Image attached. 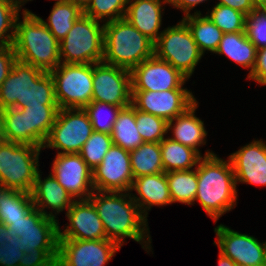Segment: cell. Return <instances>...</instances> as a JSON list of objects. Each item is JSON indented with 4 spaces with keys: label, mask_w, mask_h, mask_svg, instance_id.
Wrapping results in <instances>:
<instances>
[{
    "label": "cell",
    "mask_w": 266,
    "mask_h": 266,
    "mask_svg": "<svg viewBox=\"0 0 266 266\" xmlns=\"http://www.w3.org/2000/svg\"><path fill=\"white\" fill-rule=\"evenodd\" d=\"M100 217L106 239L122 247L131 238L147 253L152 251L148 219L142 214L130 192L96 191L89 198Z\"/></svg>",
    "instance_id": "1"
},
{
    "label": "cell",
    "mask_w": 266,
    "mask_h": 266,
    "mask_svg": "<svg viewBox=\"0 0 266 266\" xmlns=\"http://www.w3.org/2000/svg\"><path fill=\"white\" fill-rule=\"evenodd\" d=\"M198 188L194 200L217 223L237 205V184L231 161L206 150L197 164Z\"/></svg>",
    "instance_id": "2"
},
{
    "label": "cell",
    "mask_w": 266,
    "mask_h": 266,
    "mask_svg": "<svg viewBox=\"0 0 266 266\" xmlns=\"http://www.w3.org/2000/svg\"><path fill=\"white\" fill-rule=\"evenodd\" d=\"M13 48L17 60L46 72L61 63L59 41L32 11L17 18Z\"/></svg>",
    "instance_id": "3"
},
{
    "label": "cell",
    "mask_w": 266,
    "mask_h": 266,
    "mask_svg": "<svg viewBox=\"0 0 266 266\" xmlns=\"http://www.w3.org/2000/svg\"><path fill=\"white\" fill-rule=\"evenodd\" d=\"M59 112L58 105L11 107L0 111L4 141L43 147Z\"/></svg>",
    "instance_id": "4"
},
{
    "label": "cell",
    "mask_w": 266,
    "mask_h": 266,
    "mask_svg": "<svg viewBox=\"0 0 266 266\" xmlns=\"http://www.w3.org/2000/svg\"><path fill=\"white\" fill-rule=\"evenodd\" d=\"M154 55V42L137 30L127 19L104 23L102 62L132 70Z\"/></svg>",
    "instance_id": "5"
},
{
    "label": "cell",
    "mask_w": 266,
    "mask_h": 266,
    "mask_svg": "<svg viewBox=\"0 0 266 266\" xmlns=\"http://www.w3.org/2000/svg\"><path fill=\"white\" fill-rule=\"evenodd\" d=\"M82 14L59 42L60 61L67 64L100 63L104 55V24Z\"/></svg>",
    "instance_id": "6"
},
{
    "label": "cell",
    "mask_w": 266,
    "mask_h": 266,
    "mask_svg": "<svg viewBox=\"0 0 266 266\" xmlns=\"http://www.w3.org/2000/svg\"><path fill=\"white\" fill-rule=\"evenodd\" d=\"M42 148L28 144L0 143V186L31 193L39 171Z\"/></svg>",
    "instance_id": "7"
},
{
    "label": "cell",
    "mask_w": 266,
    "mask_h": 266,
    "mask_svg": "<svg viewBox=\"0 0 266 266\" xmlns=\"http://www.w3.org/2000/svg\"><path fill=\"white\" fill-rule=\"evenodd\" d=\"M154 54L188 79L191 78L199 61L204 56L195 42L191 30L181 19L176 25L163 30L154 43Z\"/></svg>",
    "instance_id": "8"
},
{
    "label": "cell",
    "mask_w": 266,
    "mask_h": 266,
    "mask_svg": "<svg viewBox=\"0 0 266 266\" xmlns=\"http://www.w3.org/2000/svg\"><path fill=\"white\" fill-rule=\"evenodd\" d=\"M49 73L59 109L84 108L92 102L93 64L60 63Z\"/></svg>",
    "instance_id": "9"
},
{
    "label": "cell",
    "mask_w": 266,
    "mask_h": 266,
    "mask_svg": "<svg viewBox=\"0 0 266 266\" xmlns=\"http://www.w3.org/2000/svg\"><path fill=\"white\" fill-rule=\"evenodd\" d=\"M92 132V123L84 108L59 109L42 149H56L57 154L79 153Z\"/></svg>",
    "instance_id": "10"
},
{
    "label": "cell",
    "mask_w": 266,
    "mask_h": 266,
    "mask_svg": "<svg viewBox=\"0 0 266 266\" xmlns=\"http://www.w3.org/2000/svg\"><path fill=\"white\" fill-rule=\"evenodd\" d=\"M59 221L34 208L25 218L12 220L7 228L19 236L22 252L36 249H58Z\"/></svg>",
    "instance_id": "11"
},
{
    "label": "cell",
    "mask_w": 266,
    "mask_h": 266,
    "mask_svg": "<svg viewBox=\"0 0 266 266\" xmlns=\"http://www.w3.org/2000/svg\"><path fill=\"white\" fill-rule=\"evenodd\" d=\"M120 248L109 239H59L56 266H105Z\"/></svg>",
    "instance_id": "12"
},
{
    "label": "cell",
    "mask_w": 266,
    "mask_h": 266,
    "mask_svg": "<svg viewBox=\"0 0 266 266\" xmlns=\"http://www.w3.org/2000/svg\"><path fill=\"white\" fill-rule=\"evenodd\" d=\"M92 101L121 107L132 104L131 71L103 62L94 63Z\"/></svg>",
    "instance_id": "13"
},
{
    "label": "cell",
    "mask_w": 266,
    "mask_h": 266,
    "mask_svg": "<svg viewBox=\"0 0 266 266\" xmlns=\"http://www.w3.org/2000/svg\"><path fill=\"white\" fill-rule=\"evenodd\" d=\"M130 153L112 145L102 162L93 170L94 190L102 192H130L133 184Z\"/></svg>",
    "instance_id": "14"
},
{
    "label": "cell",
    "mask_w": 266,
    "mask_h": 266,
    "mask_svg": "<svg viewBox=\"0 0 266 266\" xmlns=\"http://www.w3.org/2000/svg\"><path fill=\"white\" fill-rule=\"evenodd\" d=\"M189 79L155 54L131 70L132 91L186 89Z\"/></svg>",
    "instance_id": "15"
},
{
    "label": "cell",
    "mask_w": 266,
    "mask_h": 266,
    "mask_svg": "<svg viewBox=\"0 0 266 266\" xmlns=\"http://www.w3.org/2000/svg\"><path fill=\"white\" fill-rule=\"evenodd\" d=\"M192 91H132V105L145 113L164 118L167 122L185 112L196 102Z\"/></svg>",
    "instance_id": "16"
},
{
    "label": "cell",
    "mask_w": 266,
    "mask_h": 266,
    "mask_svg": "<svg viewBox=\"0 0 266 266\" xmlns=\"http://www.w3.org/2000/svg\"><path fill=\"white\" fill-rule=\"evenodd\" d=\"M51 174L74 200L89 199L94 192L93 170L79 153L57 154Z\"/></svg>",
    "instance_id": "17"
},
{
    "label": "cell",
    "mask_w": 266,
    "mask_h": 266,
    "mask_svg": "<svg viewBox=\"0 0 266 266\" xmlns=\"http://www.w3.org/2000/svg\"><path fill=\"white\" fill-rule=\"evenodd\" d=\"M219 252L231 258L237 265L263 266L266 254V241L249 234L239 233L220 224L214 228Z\"/></svg>",
    "instance_id": "18"
},
{
    "label": "cell",
    "mask_w": 266,
    "mask_h": 266,
    "mask_svg": "<svg viewBox=\"0 0 266 266\" xmlns=\"http://www.w3.org/2000/svg\"><path fill=\"white\" fill-rule=\"evenodd\" d=\"M65 216L69 225L65 224V229L59 226V239H106L103 223L90 199L74 200Z\"/></svg>",
    "instance_id": "19"
},
{
    "label": "cell",
    "mask_w": 266,
    "mask_h": 266,
    "mask_svg": "<svg viewBox=\"0 0 266 266\" xmlns=\"http://www.w3.org/2000/svg\"><path fill=\"white\" fill-rule=\"evenodd\" d=\"M229 159L236 184L266 186V141L254 139L231 153Z\"/></svg>",
    "instance_id": "20"
},
{
    "label": "cell",
    "mask_w": 266,
    "mask_h": 266,
    "mask_svg": "<svg viewBox=\"0 0 266 266\" xmlns=\"http://www.w3.org/2000/svg\"><path fill=\"white\" fill-rule=\"evenodd\" d=\"M43 72L37 67L16 60L0 87V111L11 107H27L29 83Z\"/></svg>",
    "instance_id": "21"
},
{
    "label": "cell",
    "mask_w": 266,
    "mask_h": 266,
    "mask_svg": "<svg viewBox=\"0 0 266 266\" xmlns=\"http://www.w3.org/2000/svg\"><path fill=\"white\" fill-rule=\"evenodd\" d=\"M41 170L38 171L36 180L31 191L34 207L40 210L45 216L57 220L56 216L72 206L74 198L63 188L56 178L49 173L44 180L41 178ZM51 208V209H50ZM51 210V211H47Z\"/></svg>",
    "instance_id": "22"
},
{
    "label": "cell",
    "mask_w": 266,
    "mask_h": 266,
    "mask_svg": "<svg viewBox=\"0 0 266 266\" xmlns=\"http://www.w3.org/2000/svg\"><path fill=\"white\" fill-rule=\"evenodd\" d=\"M167 0H128L125 19L154 43L162 31V15ZM163 5V6H162Z\"/></svg>",
    "instance_id": "23"
},
{
    "label": "cell",
    "mask_w": 266,
    "mask_h": 266,
    "mask_svg": "<svg viewBox=\"0 0 266 266\" xmlns=\"http://www.w3.org/2000/svg\"><path fill=\"white\" fill-rule=\"evenodd\" d=\"M132 191L137 194L134 195ZM130 192L132 199L146 218L152 206L160 207L172 204L165 172L143 175L133 179Z\"/></svg>",
    "instance_id": "24"
},
{
    "label": "cell",
    "mask_w": 266,
    "mask_h": 266,
    "mask_svg": "<svg viewBox=\"0 0 266 266\" xmlns=\"http://www.w3.org/2000/svg\"><path fill=\"white\" fill-rule=\"evenodd\" d=\"M198 105L196 101L185 112L169 120L167 132L172 133L170 139L193 148L202 156L199 146L206 145L207 131L204 121L195 115Z\"/></svg>",
    "instance_id": "25"
},
{
    "label": "cell",
    "mask_w": 266,
    "mask_h": 266,
    "mask_svg": "<svg viewBox=\"0 0 266 266\" xmlns=\"http://www.w3.org/2000/svg\"><path fill=\"white\" fill-rule=\"evenodd\" d=\"M215 54L225 55L237 65L249 69L250 75L256 63L257 48L247 38L245 31L223 33Z\"/></svg>",
    "instance_id": "26"
},
{
    "label": "cell",
    "mask_w": 266,
    "mask_h": 266,
    "mask_svg": "<svg viewBox=\"0 0 266 266\" xmlns=\"http://www.w3.org/2000/svg\"><path fill=\"white\" fill-rule=\"evenodd\" d=\"M182 20L187 24L200 52L204 55L206 51L215 53L223 32L207 16L196 10L194 13L185 15Z\"/></svg>",
    "instance_id": "27"
},
{
    "label": "cell",
    "mask_w": 266,
    "mask_h": 266,
    "mask_svg": "<svg viewBox=\"0 0 266 266\" xmlns=\"http://www.w3.org/2000/svg\"><path fill=\"white\" fill-rule=\"evenodd\" d=\"M161 157L164 172L192 170L202 157L193 148L183 145L169 138L160 142Z\"/></svg>",
    "instance_id": "28"
},
{
    "label": "cell",
    "mask_w": 266,
    "mask_h": 266,
    "mask_svg": "<svg viewBox=\"0 0 266 266\" xmlns=\"http://www.w3.org/2000/svg\"><path fill=\"white\" fill-rule=\"evenodd\" d=\"M111 139L113 145L128 151L134 150L144 143L137 129L135 107L132 104L119 111L113 125Z\"/></svg>",
    "instance_id": "29"
},
{
    "label": "cell",
    "mask_w": 266,
    "mask_h": 266,
    "mask_svg": "<svg viewBox=\"0 0 266 266\" xmlns=\"http://www.w3.org/2000/svg\"><path fill=\"white\" fill-rule=\"evenodd\" d=\"M31 193L0 186V223L25 218L34 209Z\"/></svg>",
    "instance_id": "30"
},
{
    "label": "cell",
    "mask_w": 266,
    "mask_h": 266,
    "mask_svg": "<svg viewBox=\"0 0 266 266\" xmlns=\"http://www.w3.org/2000/svg\"><path fill=\"white\" fill-rule=\"evenodd\" d=\"M129 153L134 179L164 172L160 143L144 142Z\"/></svg>",
    "instance_id": "31"
},
{
    "label": "cell",
    "mask_w": 266,
    "mask_h": 266,
    "mask_svg": "<svg viewBox=\"0 0 266 266\" xmlns=\"http://www.w3.org/2000/svg\"><path fill=\"white\" fill-rule=\"evenodd\" d=\"M82 14H84V11L79 6L63 0H55L47 21H44L40 16L38 17L60 42Z\"/></svg>",
    "instance_id": "32"
},
{
    "label": "cell",
    "mask_w": 266,
    "mask_h": 266,
    "mask_svg": "<svg viewBox=\"0 0 266 266\" xmlns=\"http://www.w3.org/2000/svg\"><path fill=\"white\" fill-rule=\"evenodd\" d=\"M172 203L193 205L198 188L197 166L192 170L166 172Z\"/></svg>",
    "instance_id": "33"
},
{
    "label": "cell",
    "mask_w": 266,
    "mask_h": 266,
    "mask_svg": "<svg viewBox=\"0 0 266 266\" xmlns=\"http://www.w3.org/2000/svg\"><path fill=\"white\" fill-rule=\"evenodd\" d=\"M121 108L123 107L105 102L92 101L84 107V110L92 123L93 131L111 135L114 122Z\"/></svg>",
    "instance_id": "34"
},
{
    "label": "cell",
    "mask_w": 266,
    "mask_h": 266,
    "mask_svg": "<svg viewBox=\"0 0 266 266\" xmlns=\"http://www.w3.org/2000/svg\"><path fill=\"white\" fill-rule=\"evenodd\" d=\"M211 9L207 11L206 15L223 33L245 31V14L220 4L214 5Z\"/></svg>",
    "instance_id": "35"
},
{
    "label": "cell",
    "mask_w": 266,
    "mask_h": 266,
    "mask_svg": "<svg viewBox=\"0 0 266 266\" xmlns=\"http://www.w3.org/2000/svg\"><path fill=\"white\" fill-rule=\"evenodd\" d=\"M127 4L128 0H92L84 14L104 24L124 18Z\"/></svg>",
    "instance_id": "36"
},
{
    "label": "cell",
    "mask_w": 266,
    "mask_h": 266,
    "mask_svg": "<svg viewBox=\"0 0 266 266\" xmlns=\"http://www.w3.org/2000/svg\"><path fill=\"white\" fill-rule=\"evenodd\" d=\"M135 119L138 132L144 142L160 143L167 137L168 122L164 118L142 112L135 108Z\"/></svg>",
    "instance_id": "37"
},
{
    "label": "cell",
    "mask_w": 266,
    "mask_h": 266,
    "mask_svg": "<svg viewBox=\"0 0 266 266\" xmlns=\"http://www.w3.org/2000/svg\"><path fill=\"white\" fill-rule=\"evenodd\" d=\"M113 145L111 135L93 131L79 152L81 158L94 170Z\"/></svg>",
    "instance_id": "38"
},
{
    "label": "cell",
    "mask_w": 266,
    "mask_h": 266,
    "mask_svg": "<svg viewBox=\"0 0 266 266\" xmlns=\"http://www.w3.org/2000/svg\"><path fill=\"white\" fill-rule=\"evenodd\" d=\"M41 105H58L55 98L53 78L46 71L29 83L27 106Z\"/></svg>",
    "instance_id": "39"
},
{
    "label": "cell",
    "mask_w": 266,
    "mask_h": 266,
    "mask_svg": "<svg viewBox=\"0 0 266 266\" xmlns=\"http://www.w3.org/2000/svg\"><path fill=\"white\" fill-rule=\"evenodd\" d=\"M245 33L257 49L266 47V8H255L246 16Z\"/></svg>",
    "instance_id": "40"
},
{
    "label": "cell",
    "mask_w": 266,
    "mask_h": 266,
    "mask_svg": "<svg viewBox=\"0 0 266 266\" xmlns=\"http://www.w3.org/2000/svg\"><path fill=\"white\" fill-rule=\"evenodd\" d=\"M0 2V46L13 45L16 21L20 13L29 11Z\"/></svg>",
    "instance_id": "41"
},
{
    "label": "cell",
    "mask_w": 266,
    "mask_h": 266,
    "mask_svg": "<svg viewBox=\"0 0 266 266\" xmlns=\"http://www.w3.org/2000/svg\"><path fill=\"white\" fill-rule=\"evenodd\" d=\"M58 249H36L25 252L19 266H56Z\"/></svg>",
    "instance_id": "42"
},
{
    "label": "cell",
    "mask_w": 266,
    "mask_h": 266,
    "mask_svg": "<svg viewBox=\"0 0 266 266\" xmlns=\"http://www.w3.org/2000/svg\"><path fill=\"white\" fill-rule=\"evenodd\" d=\"M19 238L13 234L8 243L0 245V266H19V261L25 253L22 252Z\"/></svg>",
    "instance_id": "43"
},
{
    "label": "cell",
    "mask_w": 266,
    "mask_h": 266,
    "mask_svg": "<svg viewBox=\"0 0 266 266\" xmlns=\"http://www.w3.org/2000/svg\"><path fill=\"white\" fill-rule=\"evenodd\" d=\"M17 57L13 48L10 46H0V87L8 74L12 70L13 64L16 62Z\"/></svg>",
    "instance_id": "44"
},
{
    "label": "cell",
    "mask_w": 266,
    "mask_h": 266,
    "mask_svg": "<svg viewBox=\"0 0 266 266\" xmlns=\"http://www.w3.org/2000/svg\"><path fill=\"white\" fill-rule=\"evenodd\" d=\"M248 79L266 86V47L257 49L256 63Z\"/></svg>",
    "instance_id": "45"
},
{
    "label": "cell",
    "mask_w": 266,
    "mask_h": 266,
    "mask_svg": "<svg viewBox=\"0 0 266 266\" xmlns=\"http://www.w3.org/2000/svg\"><path fill=\"white\" fill-rule=\"evenodd\" d=\"M216 4L224 5L237 10L246 16L255 9L251 0H217Z\"/></svg>",
    "instance_id": "46"
},
{
    "label": "cell",
    "mask_w": 266,
    "mask_h": 266,
    "mask_svg": "<svg viewBox=\"0 0 266 266\" xmlns=\"http://www.w3.org/2000/svg\"><path fill=\"white\" fill-rule=\"evenodd\" d=\"M205 1L207 2V0H169V5L182 10L185 16L191 14V10Z\"/></svg>",
    "instance_id": "47"
},
{
    "label": "cell",
    "mask_w": 266,
    "mask_h": 266,
    "mask_svg": "<svg viewBox=\"0 0 266 266\" xmlns=\"http://www.w3.org/2000/svg\"><path fill=\"white\" fill-rule=\"evenodd\" d=\"M12 235L13 234L7 228V226L4 223H0V245H3L6 242L8 243Z\"/></svg>",
    "instance_id": "48"
},
{
    "label": "cell",
    "mask_w": 266,
    "mask_h": 266,
    "mask_svg": "<svg viewBox=\"0 0 266 266\" xmlns=\"http://www.w3.org/2000/svg\"><path fill=\"white\" fill-rule=\"evenodd\" d=\"M218 266H237V264L229 257L219 252Z\"/></svg>",
    "instance_id": "49"
},
{
    "label": "cell",
    "mask_w": 266,
    "mask_h": 266,
    "mask_svg": "<svg viewBox=\"0 0 266 266\" xmlns=\"http://www.w3.org/2000/svg\"><path fill=\"white\" fill-rule=\"evenodd\" d=\"M63 1L77 5L84 11L92 0H63Z\"/></svg>",
    "instance_id": "50"
},
{
    "label": "cell",
    "mask_w": 266,
    "mask_h": 266,
    "mask_svg": "<svg viewBox=\"0 0 266 266\" xmlns=\"http://www.w3.org/2000/svg\"><path fill=\"white\" fill-rule=\"evenodd\" d=\"M255 8H266V0H251Z\"/></svg>",
    "instance_id": "51"
},
{
    "label": "cell",
    "mask_w": 266,
    "mask_h": 266,
    "mask_svg": "<svg viewBox=\"0 0 266 266\" xmlns=\"http://www.w3.org/2000/svg\"><path fill=\"white\" fill-rule=\"evenodd\" d=\"M0 2L11 5L13 7H21V5L16 0H0Z\"/></svg>",
    "instance_id": "52"
},
{
    "label": "cell",
    "mask_w": 266,
    "mask_h": 266,
    "mask_svg": "<svg viewBox=\"0 0 266 266\" xmlns=\"http://www.w3.org/2000/svg\"><path fill=\"white\" fill-rule=\"evenodd\" d=\"M21 6H24L25 3H27L28 1H32V0H16Z\"/></svg>",
    "instance_id": "53"
},
{
    "label": "cell",
    "mask_w": 266,
    "mask_h": 266,
    "mask_svg": "<svg viewBox=\"0 0 266 266\" xmlns=\"http://www.w3.org/2000/svg\"><path fill=\"white\" fill-rule=\"evenodd\" d=\"M263 266H266V254H265V260Z\"/></svg>",
    "instance_id": "54"
},
{
    "label": "cell",
    "mask_w": 266,
    "mask_h": 266,
    "mask_svg": "<svg viewBox=\"0 0 266 266\" xmlns=\"http://www.w3.org/2000/svg\"><path fill=\"white\" fill-rule=\"evenodd\" d=\"M3 141V138H2V136H1V133H0V143Z\"/></svg>",
    "instance_id": "55"
}]
</instances>
